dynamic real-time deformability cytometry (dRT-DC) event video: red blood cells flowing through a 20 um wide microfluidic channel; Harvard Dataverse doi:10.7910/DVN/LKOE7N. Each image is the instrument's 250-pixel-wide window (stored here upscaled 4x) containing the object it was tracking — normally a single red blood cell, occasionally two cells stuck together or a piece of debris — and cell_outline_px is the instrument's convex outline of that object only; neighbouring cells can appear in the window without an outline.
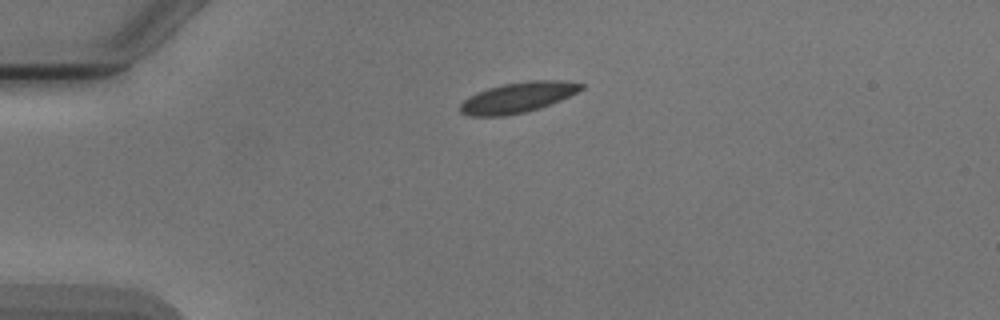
{"species": "Egyptian fruit bat (a non-hibernating species)", "species_latin": "Rousettus aegyptiacus", "temperature_condition": "cold", "stored_images_in_passage": 2, "camera_frame_rate_fps": 3000, "um_per_image_px": 0.085, "animal": {"sex": "male"}, "frame": {"image": 1, "passage_image": 1, "time_ms": 0.0, "image_size_px": [1000, 320], "cell_outline_px": [[584, 88], [560, 100], [524, 112], [504, 116], [468, 116], [460, 112], [460, 104], [468, 96], [476, 92], [488, 88], [504, 84], [528, 80], [568, 80], [584, 84]], "centroid_in_image_um": [43.99, 8.27], "position_along_channel_um": 41.0, "area_um2": 21.33}}